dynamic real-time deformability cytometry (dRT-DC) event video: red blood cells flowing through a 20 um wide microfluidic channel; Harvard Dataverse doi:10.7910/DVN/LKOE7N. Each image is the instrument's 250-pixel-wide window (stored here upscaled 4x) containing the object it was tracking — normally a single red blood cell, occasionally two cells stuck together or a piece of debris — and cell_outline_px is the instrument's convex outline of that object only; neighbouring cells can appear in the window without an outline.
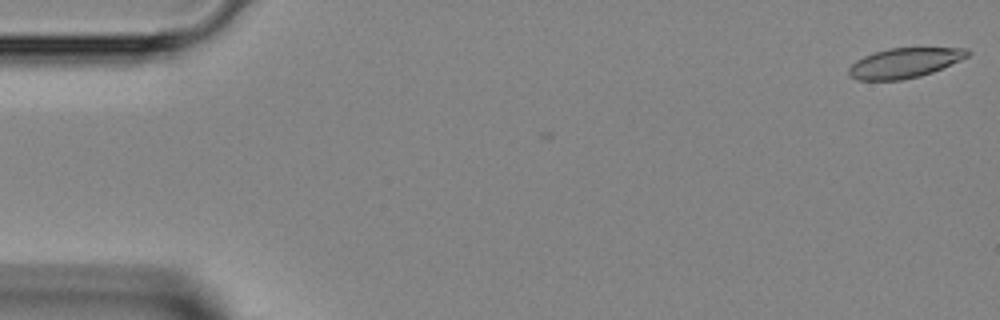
{"species": "Egyptian fruit bat (a non-hibernating species)", "species_latin": "Rousettus aegyptiacus", "temperature_condition": "room temperature", "stored_images_in_passage": 5, "camera_frame_rate_fps": 3000, "um_per_image_px": 0.085, "animal": {"sex": "female"}, "frame": {"image": 1, "passage_image": 1, "time_ms": 0.0, "image_size_px": [1000, 320], "cell_outline_px": [[972, 52], [968, 56], [960, 60], [932, 72], [920, 76], [900, 80], [856, 80], [848, 76], [848, 68], [856, 60], [864, 56], [888, 48], [968, 48]], "centroid_in_image_um": [76.86, 5.35], "position_along_channel_um": 8.1, "area_um2": 20.63}}